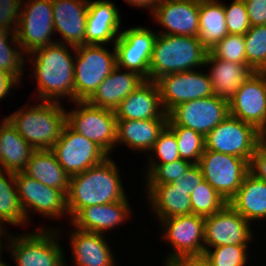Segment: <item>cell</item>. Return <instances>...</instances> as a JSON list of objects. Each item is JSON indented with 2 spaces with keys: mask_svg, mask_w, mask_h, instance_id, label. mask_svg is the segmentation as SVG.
Instances as JSON below:
<instances>
[{
  "mask_svg": "<svg viewBox=\"0 0 266 266\" xmlns=\"http://www.w3.org/2000/svg\"><path fill=\"white\" fill-rule=\"evenodd\" d=\"M70 50L68 45L55 42L26 55L32 62L31 77L37 81L36 101L64 102L67 97L69 103L74 102L75 47Z\"/></svg>",
  "mask_w": 266,
  "mask_h": 266,
  "instance_id": "6da1fadb",
  "label": "cell"
},
{
  "mask_svg": "<svg viewBox=\"0 0 266 266\" xmlns=\"http://www.w3.org/2000/svg\"><path fill=\"white\" fill-rule=\"evenodd\" d=\"M110 157L84 172L70 176L66 194L70 220L85 207L129 200L122 185L119 166Z\"/></svg>",
  "mask_w": 266,
  "mask_h": 266,
  "instance_id": "7a4b0ae2",
  "label": "cell"
},
{
  "mask_svg": "<svg viewBox=\"0 0 266 266\" xmlns=\"http://www.w3.org/2000/svg\"><path fill=\"white\" fill-rule=\"evenodd\" d=\"M5 118L35 150H51L66 124V110L61 102L39 100Z\"/></svg>",
  "mask_w": 266,
  "mask_h": 266,
  "instance_id": "3957f363",
  "label": "cell"
},
{
  "mask_svg": "<svg viewBox=\"0 0 266 266\" xmlns=\"http://www.w3.org/2000/svg\"><path fill=\"white\" fill-rule=\"evenodd\" d=\"M207 53L198 37L158 32L149 64V80L156 81L166 74L201 68Z\"/></svg>",
  "mask_w": 266,
  "mask_h": 266,
  "instance_id": "277c9868",
  "label": "cell"
},
{
  "mask_svg": "<svg viewBox=\"0 0 266 266\" xmlns=\"http://www.w3.org/2000/svg\"><path fill=\"white\" fill-rule=\"evenodd\" d=\"M61 229L40 226L26 234H10L7 248L16 266H62L65 254L58 241Z\"/></svg>",
  "mask_w": 266,
  "mask_h": 266,
  "instance_id": "5b68a950",
  "label": "cell"
},
{
  "mask_svg": "<svg viewBox=\"0 0 266 266\" xmlns=\"http://www.w3.org/2000/svg\"><path fill=\"white\" fill-rule=\"evenodd\" d=\"M108 47L98 44L75 47L74 101H87L117 67L114 45L111 51Z\"/></svg>",
  "mask_w": 266,
  "mask_h": 266,
  "instance_id": "8992f818",
  "label": "cell"
},
{
  "mask_svg": "<svg viewBox=\"0 0 266 266\" xmlns=\"http://www.w3.org/2000/svg\"><path fill=\"white\" fill-rule=\"evenodd\" d=\"M162 238L171 247L164 266L184 258H202L204 255L205 217L189 214L161 219Z\"/></svg>",
  "mask_w": 266,
  "mask_h": 266,
  "instance_id": "52a82bcc",
  "label": "cell"
},
{
  "mask_svg": "<svg viewBox=\"0 0 266 266\" xmlns=\"http://www.w3.org/2000/svg\"><path fill=\"white\" fill-rule=\"evenodd\" d=\"M66 110V124L75 132L95 142L109 156L115 150L117 118L113 110L95 107L87 101L72 102Z\"/></svg>",
  "mask_w": 266,
  "mask_h": 266,
  "instance_id": "ba28073f",
  "label": "cell"
},
{
  "mask_svg": "<svg viewBox=\"0 0 266 266\" xmlns=\"http://www.w3.org/2000/svg\"><path fill=\"white\" fill-rule=\"evenodd\" d=\"M265 136L253 125L231 115L205 136V149L244 158L250 162Z\"/></svg>",
  "mask_w": 266,
  "mask_h": 266,
  "instance_id": "9c48e42d",
  "label": "cell"
},
{
  "mask_svg": "<svg viewBox=\"0 0 266 266\" xmlns=\"http://www.w3.org/2000/svg\"><path fill=\"white\" fill-rule=\"evenodd\" d=\"M15 34L25 54L57 42L52 0H23Z\"/></svg>",
  "mask_w": 266,
  "mask_h": 266,
  "instance_id": "30bf717a",
  "label": "cell"
},
{
  "mask_svg": "<svg viewBox=\"0 0 266 266\" xmlns=\"http://www.w3.org/2000/svg\"><path fill=\"white\" fill-rule=\"evenodd\" d=\"M15 181L19 202L27 223L31 220L29 214L32 211L48 219H64L62 216H67L66 219H69L66 194L62 190L46 186L27 176L23 171L15 172Z\"/></svg>",
  "mask_w": 266,
  "mask_h": 266,
  "instance_id": "8fae6325",
  "label": "cell"
},
{
  "mask_svg": "<svg viewBox=\"0 0 266 266\" xmlns=\"http://www.w3.org/2000/svg\"><path fill=\"white\" fill-rule=\"evenodd\" d=\"M198 165L203 178L228 203L249 173V162L229 154L204 150Z\"/></svg>",
  "mask_w": 266,
  "mask_h": 266,
  "instance_id": "7c38bea8",
  "label": "cell"
},
{
  "mask_svg": "<svg viewBox=\"0 0 266 266\" xmlns=\"http://www.w3.org/2000/svg\"><path fill=\"white\" fill-rule=\"evenodd\" d=\"M51 151L69 176L84 172L109 157L95 142L75 132L67 124Z\"/></svg>",
  "mask_w": 266,
  "mask_h": 266,
  "instance_id": "4fadbf2b",
  "label": "cell"
},
{
  "mask_svg": "<svg viewBox=\"0 0 266 266\" xmlns=\"http://www.w3.org/2000/svg\"><path fill=\"white\" fill-rule=\"evenodd\" d=\"M229 116V102L216 95L181 103L168 113L167 125L191 128L204 137Z\"/></svg>",
  "mask_w": 266,
  "mask_h": 266,
  "instance_id": "5bb4252c",
  "label": "cell"
},
{
  "mask_svg": "<svg viewBox=\"0 0 266 266\" xmlns=\"http://www.w3.org/2000/svg\"><path fill=\"white\" fill-rule=\"evenodd\" d=\"M155 82L167 114L181 103L214 95L208 74L199 69L166 74Z\"/></svg>",
  "mask_w": 266,
  "mask_h": 266,
  "instance_id": "9a60e30c",
  "label": "cell"
},
{
  "mask_svg": "<svg viewBox=\"0 0 266 266\" xmlns=\"http://www.w3.org/2000/svg\"><path fill=\"white\" fill-rule=\"evenodd\" d=\"M157 35V31L142 25L121 31L114 43L117 67L149 80V64Z\"/></svg>",
  "mask_w": 266,
  "mask_h": 266,
  "instance_id": "2e32d148",
  "label": "cell"
},
{
  "mask_svg": "<svg viewBox=\"0 0 266 266\" xmlns=\"http://www.w3.org/2000/svg\"><path fill=\"white\" fill-rule=\"evenodd\" d=\"M251 225L230 204L205 217L204 251L221 245H250L254 234Z\"/></svg>",
  "mask_w": 266,
  "mask_h": 266,
  "instance_id": "e0dca14e",
  "label": "cell"
},
{
  "mask_svg": "<svg viewBox=\"0 0 266 266\" xmlns=\"http://www.w3.org/2000/svg\"><path fill=\"white\" fill-rule=\"evenodd\" d=\"M229 115L266 135V72H253L229 101Z\"/></svg>",
  "mask_w": 266,
  "mask_h": 266,
  "instance_id": "ac0fdd59",
  "label": "cell"
},
{
  "mask_svg": "<svg viewBox=\"0 0 266 266\" xmlns=\"http://www.w3.org/2000/svg\"><path fill=\"white\" fill-rule=\"evenodd\" d=\"M200 0H162L151 14L165 35H199Z\"/></svg>",
  "mask_w": 266,
  "mask_h": 266,
  "instance_id": "d6986e66",
  "label": "cell"
},
{
  "mask_svg": "<svg viewBox=\"0 0 266 266\" xmlns=\"http://www.w3.org/2000/svg\"><path fill=\"white\" fill-rule=\"evenodd\" d=\"M89 0H52L55 34L59 43L69 47L85 44Z\"/></svg>",
  "mask_w": 266,
  "mask_h": 266,
  "instance_id": "ffe728a7",
  "label": "cell"
},
{
  "mask_svg": "<svg viewBox=\"0 0 266 266\" xmlns=\"http://www.w3.org/2000/svg\"><path fill=\"white\" fill-rule=\"evenodd\" d=\"M120 12L112 0H89L85 44L113 46L122 31Z\"/></svg>",
  "mask_w": 266,
  "mask_h": 266,
  "instance_id": "44dd1931",
  "label": "cell"
},
{
  "mask_svg": "<svg viewBox=\"0 0 266 266\" xmlns=\"http://www.w3.org/2000/svg\"><path fill=\"white\" fill-rule=\"evenodd\" d=\"M128 200L93 205L81 209L69 223L77 229L105 234L131 218L133 210ZM132 210V211H131Z\"/></svg>",
  "mask_w": 266,
  "mask_h": 266,
  "instance_id": "7402d4cb",
  "label": "cell"
},
{
  "mask_svg": "<svg viewBox=\"0 0 266 266\" xmlns=\"http://www.w3.org/2000/svg\"><path fill=\"white\" fill-rule=\"evenodd\" d=\"M69 236L74 266H117L115 255L104 234L74 227Z\"/></svg>",
  "mask_w": 266,
  "mask_h": 266,
  "instance_id": "603a6c76",
  "label": "cell"
},
{
  "mask_svg": "<svg viewBox=\"0 0 266 266\" xmlns=\"http://www.w3.org/2000/svg\"><path fill=\"white\" fill-rule=\"evenodd\" d=\"M117 120L168 119L159 88L155 81L146 80L121 101L114 110Z\"/></svg>",
  "mask_w": 266,
  "mask_h": 266,
  "instance_id": "cb8c5ba5",
  "label": "cell"
},
{
  "mask_svg": "<svg viewBox=\"0 0 266 266\" xmlns=\"http://www.w3.org/2000/svg\"><path fill=\"white\" fill-rule=\"evenodd\" d=\"M146 79L139 73L116 67L87 100L95 107L115 110L123 99L136 90Z\"/></svg>",
  "mask_w": 266,
  "mask_h": 266,
  "instance_id": "d4e9b609",
  "label": "cell"
},
{
  "mask_svg": "<svg viewBox=\"0 0 266 266\" xmlns=\"http://www.w3.org/2000/svg\"><path fill=\"white\" fill-rule=\"evenodd\" d=\"M210 65V67H209ZM209 67L207 74L211 80L214 95L229 102L244 81L254 70L248 64H238L206 55L204 68Z\"/></svg>",
  "mask_w": 266,
  "mask_h": 266,
  "instance_id": "484cf974",
  "label": "cell"
},
{
  "mask_svg": "<svg viewBox=\"0 0 266 266\" xmlns=\"http://www.w3.org/2000/svg\"><path fill=\"white\" fill-rule=\"evenodd\" d=\"M143 189L157 220L192 214L190 194L173 183L146 185Z\"/></svg>",
  "mask_w": 266,
  "mask_h": 266,
  "instance_id": "4316f807",
  "label": "cell"
},
{
  "mask_svg": "<svg viewBox=\"0 0 266 266\" xmlns=\"http://www.w3.org/2000/svg\"><path fill=\"white\" fill-rule=\"evenodd\" d=\"M167 123L168 119L117 120L115 148L122 144L136 153L147 154Z\"/></svg>",
  "mask_w": 266,
  "mask_h": 266,
  "instance_id": "83f0119b",
  "label": "cell"
},
{
  "mask_svg": "<svg viewBox=\"0 0 266 266\" xmlns=\"http://www.w3.org/2000/svg\"><path fill=\"white\" fill-rule=\"evenodd\" d=\"M250 224L266 219V182L248 173L235 196L228 202ZM252 221V222H251Z\"/></svg>",
  "mask_w": 266,
  "mask_h": 266,
  "instance_id": "f1b7e54d",
  "label": "cell"
},
{
  "mask_svg": "<svg viewBox=\"0 0 266 266\" xmlns=\"http://www.w3.org/2000/svg\"><path fill=\"white\" fill-rule=\"evenodd\" d=\"M34 151L5 117L0 120V169L23 171Z\"/></svg>",
  "mask_w": 266,
  "mask_h": 266,
  "instance_id": "f546056e",
  "label": "cell"
},
{
  "mask_svg": "<svg viewBox=\"0 0 266 266\" xmlns=\"http://www.w3.org/2000/svg\"><path fill=\"white\" fill-rule=\"evenodd\" d=\"M23 172L42 184L67 194L70 176L64 171L51 150H35Z\"/></svg>",
  "mask_w": 266,
  "mask_h": 266,
  "instance_id": "4dcf8cb0",
  "label": "cell"
},
{
  "mask_svg": "<svg viewBox=\"0 0 266 266\" xmlns=\"http://www.w3.org/2000/svg\"><path fill=\"white\" fill-rule=\"evenodd\" d=\"M226 35V17L221 0H200L199 35L203 46L209 51Z\"/></svg>",
  "mask_w": 266,
  "mask_h": 266,
  "instance_id": "1f68e13d",
  "label": "cell"
},
{
  "mask_svg": "<svg viewBox=\"0 0 266 266\" xmlns=\"http://www.w3.org/2000/svg\"><path fill=\"white\" fill-rule=\"evenodd\" d=\"M8 224L18 227L28 225L19 202L15 173L0 169V226Z\"/></svg>",
  "mask_w": 266,
  "mask_h": 266,
  "instance_id": "d6a6232c",
  "label": "cell"
},
{
  "mask_svg": "<svg viewBox=\"0 0 266 266\" xmlns=\"http://www.w3.org/2000/svg\"><path fill=\"white\" fill-rule=\"evenodd\" d=\"M25 59L26 54L22 51L16 34L0 29V71L12 75L21 84L23 70L27 65Z\"/></svg>",
  "mask_w": 266,
  "mask_h": 266,
  "instance_id": "836d02e7",
  "label": "cell"
},
{
  "mask_svg": "<svg viewBox=\"0 0 266 266\" xmlns=\"http://www.w3.org/2000/svg\"><path fill=\"white\" fill-rule=\"evenodd\" d=\"M175 134L180 158L192 164H198L205 150V137L191 128L179 125H167Z\"/></svg>",
  "mask_w": 266,
  "mask_h": 266,
  "instance_id": "e575fe53",
  "label": "cell"
},
{
  "mask_svg": "<svg viewBox=\"0 0 266 266\" xmlns=\"http://www.w3.org/2000/svg\"><path fill=\"white\" fill-rule=\"evenodd\" d=\"M246 64L254 72H266V25L251 26L244 34Z\"/></svg>",
  "mask_w": 266,
  "mask_h": 266,
  "instance_id": "d590c367",
  "label": "cell"
},
{
  "mask_svg": "<svg viewBox=\"0 0 266 266\" xmlns=\"http://www.w3.org/2000/svg\"><path fill=\"white\" fill-rule=\"evenodd\" d=\"M190 198L192 214L202 217L211 216L227 204L222 196L206 180H203L194 189L190 194Z\"/></svg>",
  "mask_w": 266,
  "mask_h": 266,
  "instance_id": "8d00e7d4",
  "label": "cell"
},
{
  "mask_svg": "<svg viewBox=\"0 0 266 266\" xmlns=\"http://www.w3.org/2000/svg\"><path fill=\"white\" fill-rule=\"evenodd\" d=\"M248 245H221L205 250L203 259L209 266H247Z\"/></svg>",
  "mask_w": 266,
  "mask_h": 266,
  "instance_id": "74e56055",
  "label": "cell"
},
{
  "mask_svg": "<svg viewBox=\"0 0 266 266\" xmlns=\"http://www.w3.org/2000/svg\"><path fill=\"white\" fill-rule=\"evenodd\" d=\"M193 164L182 159H178L166 164H150L145 170V185H161L173 183Z\"/></svg>",
  "mask_w": 266,
  "mask_h": 266,
  "instance_id": "f35d334b",
  "label": "cell"
},
{
  "mask_svg": "<svg viewBox=\"0 0 266 266\" xmlns=\"http://www.w3.org/2000/svg\"><path fill=\"white\" fill-rule=\"evenodd\" d=\"M148 153L150 155L147 165L166 164L181 159L175 134L167 126L159 134L158 140Z\"/></svg>",
  "mask_w": 266,
  "mask_h": 266,
  "instance_id": "ab89813d",
  "label": "cell"
},
{
  "mask_svg": "<svg viewBox=\"0 0 266 266\" xmlns=\"http://www.w3.org/2000/svg\"><path fill=\"white\" fill-rule=\"evenodd\" d=\"M212 56L238 64H246L244 35L228 34L208 51Z\"/></svg>",
  "mask_w": 266,
  "mask_h": 266,
  "instance_id": "60d3db41",
  "label": "cell"
},
{
  "mask_svg": "<svg viewBox=\"0 0 266 266\" xmlns=\"http://www.w3.org/2000/svg\"><path fill=\"white\" fill-rule=\"evenodd\" d=\"M228 34L244 35L251 27L244 0L223 3Z\"/></svg>",
  "mask_w": 266,
  "mask_h": 266,
  "instance_id": "b9f144b4",
  "label": "cell"
},
{
  "mask_svg": "<svg viewBox=\"0 0 266 266\" xmlns=\"http://www.w3.org/2000/svg\"><path fill=\"white\" fill-rule=\"evenodd\" d=\"M23 0H0V29L16 32Z\"/></svg>",
  "mask_w": 266,
  "mask_h": 266,
  "instance_id": "7bdbcfd3",
  "label": "cell"
},
{
  "mask_svg": "<svg viewBox=\"0 0 266 266\" xmlns=\"http://www.w3.org/2000/svg\"><path fill=\"white\" fill-rule=\"evenodd\" d=\"M204 180L201 168L198 164H193L188 171L177 178L173 185L191 194L194 189Z\"/></svg>",
  "mask_w": 266,
  "mask_h": 266,
  "instance_id": "ee69618b",
  "label": "cell"
},
{
  "mask_svg": "<svg viewBox=\"0 0 266 266\" xmlns=\"http://www.w3.org/2000/svg\"><path fill=\"white\" fill-rule=\"evenodd\" d=\"M249 173L266 182V139L256 148L249 162Z\"/></svg>",
  "mask_w": 266,
  "mask_h": 266,
  "instance_id": "f6af8a7d",
  "label": "cell"
},
{
  "mask_svg": "<svg viewBox=\"0 0 266 266\" xmlns=\"http://www.w3.org/2000/svg\"><path fill=\"white\" fill-rule=\"evenodd\" d=\"M251 26L266 25V0H244Z\"/></svg>",
  "mask_w": 266,
  "mask_h": 266,
  "instance_id": "bcb514c9",
  "label": "cell"
},
{
  "mask_svg": "<svg viewBox=\"0 0 266 266\" xmlns=\"http://www.w3.org/2000/svg\"><path fill=\"white\" fill-rule=\"evenodd\" d=\"M22 86L20 83L10 74L0 71V101L10 97L12 88ZM9 94V95H8Z\"/></svg>",
  "mask_w": 266,
  "mask_h": 266,
  "instance_id": "7dc6e473",
  "label": "cell"
},
{
  "mask_svg": "<svg viewBox=\"0 0 266 266\" xmlns=\"http://www.w3.org/2000/svg\"><path fill=\"white\" fill-rule=\"evenodd\" d=\"M124 2L128 3V5L132 7H138V8H146L150 9V15L154 12L156 9V6L162 1V0H123Z\"/></svg>",
  "mask_w": 266,
  "mask_h": 266,
  "instance_id": "c3c4849f",
  "label": "cell"
},
{
  "mask_svg": "<svg viewBox=\"0 0 266 266\" xmlns=\"http://www.w3.org/2000/svg\"><path fill=\"white\" fill-rule=\"evenodd\" d=\"M166 266H209L203 258H184L173 261Z\"/></svg>",
  "mask_w": 266,
  "mask_h": 266,
  "instance_id": "681fc988",
  "label": "cell"
},
{
  "mask_svg": "<svg viewBox=\"0 0 266 266\" xmlns=\"http://www.w3.org/2000/svg\"><path fill=\"white\" fill-rule=\"evenodd\" d=\"M6 230H7L6 227L0 226V261L3 259V257H1V256H3V255H1V254H3L2 253L3 250L6 249V251H7V248H6L7 247V240H8L9 235L11 234ZM2 239H4V240L6 239V242L4 241L5 244L3 243Z\"/></svg>",
  "mask_w": 266,
  "mask_h": 266,
  "instance_id": "f907efd6",
  "label": "cell"
},
{
  "mask_svg": "<svg viewBox=\"0 0 266 266\" xmlns=\"http://www.w3.org/2000/svg\"><path fill=\"white\" fill-rule=\"evenodd\" d=\"M0 266H10V265H8L6 262H4V260H1L0 261Z\"/></svg>",
  "mask_w": 266,
  "mask_h": 266,
  "instance_id": "816d5d0a",
  "label": "cell"
},
{
  "mask_svg": "<svg viewBox=\"0 0 266 266\" xmlns=\"http://www.w3.org/2000/svg\"><path fill=\"white\" fill-rule=\"evenodd\" d=\"M62 266H68L67 263H66V259H65V263Z\"/></svg>",
  "mask_w": 266,
  "mask_h": 266,
  "instance_id": "f5cc1de1",
  "label": "cell"
}]
</instances>
